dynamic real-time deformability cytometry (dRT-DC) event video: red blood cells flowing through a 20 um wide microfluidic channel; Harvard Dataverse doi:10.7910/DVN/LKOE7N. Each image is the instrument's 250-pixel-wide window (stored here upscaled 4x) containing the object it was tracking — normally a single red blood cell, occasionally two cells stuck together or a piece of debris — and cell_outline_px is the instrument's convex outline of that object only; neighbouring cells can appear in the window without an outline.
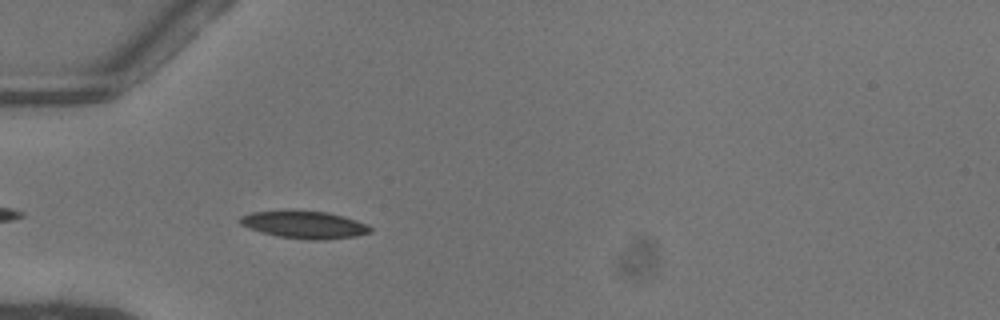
{"species": "common noctule bat (a hibernating species)", "species_latin": "Nyctalus noctula", "temperature_condition": "warm", "stored_images_in_passage": 38, "camera_frame_rate_fps": 3000, "um_per_image_px": 0.085, "animal": {"sex": "female"}, "frame": {"image": 1, "passage_image": 3, "time_ms": 0.667, "image_size_px": [1000, 320], "cell_outline_px": [[372, 232], [356, 236], [324, 240], [308, 240], [280, 236], [260, 232], [248, 228], [240, 224], [240, 216], [252, 212], [328, 212], [356, 220], [368, 224], [372, 228]], "centroid_in_image_um": [25.92, 19.13], "position_along_channel_um": 59.1, "area_um2": 20.35}}
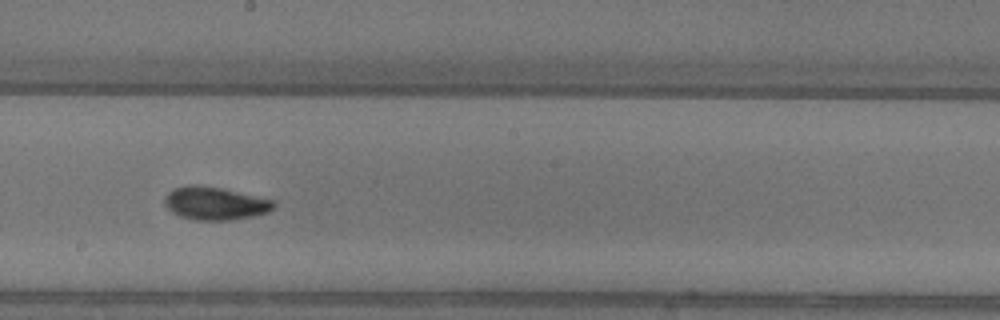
{"frame": {"image": 2, "passage_image": 16, "time_ms": 5.0, "image_size_px": [1000, 320], "cell_outline_px": [[276, 204], [268, 212], [252, 216], [232, 220], [192, 220], [180, 216], [172, 212], [164, 204], [164, 200], [168, 192], [172, 188], [188, 184], [196, 184], [220, 188], [276, 200]], "centroid_in_image_um": [18.26, 17.28], "position_along_channel_um": 229.9, "area_um2": 21.1}}
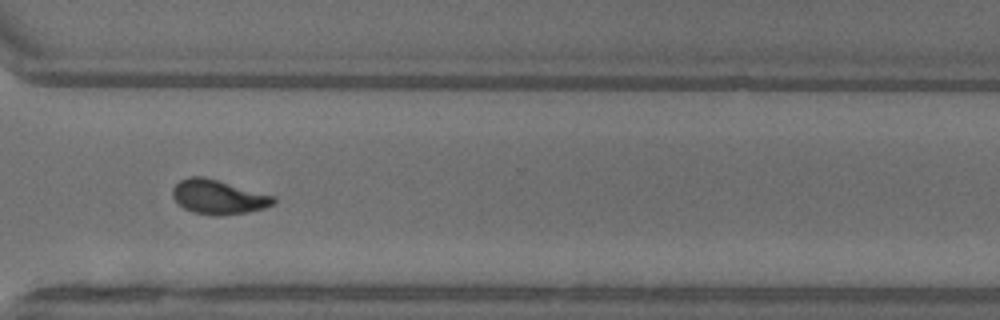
{"frame": {"image": 3, "passage_image": 25, "time_ms": 8.0, "image_size_px": [1000, 320], "cell_outline_px": [[276, 200], [272, 204], [264, 208], [248, 212], [216, 216], [192, 212], [184, 208], [172, 196], [172, 188], [180, 180], [188, 176], [204, 176], [276, 196]], "centroid_in_image_um": [18.56, 16.73], "position_along_channel_um": 352.0, "area_um2": 20.23}, "authors_computed_cell_mechanics": {"area_um2": 19.7965, "velocity_mm_per_s": 4.0867, "shape_relaxation_time_tau1_ms": 4.8709, "shape_relaxation_time_tau2_ms": 1.6818, "deformation_change_tau1": 0.1667, "deformation_change_tau2": 0.0723}}